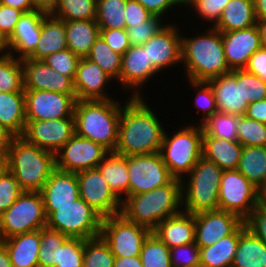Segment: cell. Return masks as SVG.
<instances>
[{"label": "cell", "mask_w": 266, "mask_h": 267, "mask_svg": "<svg viewBox=\"0 0 266 267\" xmlns=\"http://www.w3.org/2000/svg\"><path fill=\"white\" fill-rule=\"evenodd\" d=\"M142 97H129L121 109L115 153L123 156L157 153L164 128Z\"/></svg>", "instance_id": "6da1fadb"}, {"label": "cell", "mask_w": 266, "mask_h": 267, "mask_svg": "<svg viewBox=\"0 0 266 267\" xmlns=\"http://www.w3.org/2000/svg\"><path fill=\"white\" fill-rule=\"evenodd\" d=\"M183 180L173 178L168 184L122 201L121 214L130 222L151 231L164 219L181 212Z\"/></svg>", "instance_id": "7a4b0ae2"}, {"label": "cell", "mask_w": 266, "mask_h": 267, "mask_svg": "<svg viewBox=\"0 0 266 267\" xmlns=\"http://www.w3.org/2000/svg\"><path fill=\"white\" fill-rule=\"evenodd\" d=\"M118 102L114 99L77 100L73 115L75 133L114 152L122 109Z\"/></svg>", "instance_id": "3957f363"}, {"label": "cell", "mask_w": 266, "mask_h": 267, "mask_svg": "<svg viewBox=\"0 0 266 267\" xmlns=\"http://www.w3.org/2000/svg\"><path fill=\"white\" fill-rule=\"evenodd\" d=\"M207 33L181 38L182 63L189 81L207 82L231 72L225 59L221 32L212 26Z\"/></svg>", "instance_id": "277c9868"}, {"label": "cell", "mask_w": 266, "mask_h": 267, "mask_svg": "<svg viewBox=\"0 0 266 267\" xmlns=\"http://www.w3.org/2000/svg\"><path fill=\"white\" fill-rule=\"evenodd\" d=\"M7 158L9 171L23 191L41 192L56 169L55 153L30 144L21 136L13 139Z\"/></svg>", "instance_id": "5b68a950"}, {"label": "cell", "mask_w": 266, "mask_h": 267, "mask_svg": "<svg viewBox=\"0 0 266 267\" xmlns=\"http://www.w3.org/2000/svg\"><path fill=\"white\" fill-rule=\"evenodd\" d=\"M223 169L201 156L182 182L183 211L196 214L219 209V187ZM187 183V186H184ZM185 191V192H184Z\"/></svg>", "instance_id": "8992f818"}, {"label": "cell", "mask_w": 266, "mask_h": 267, "mask_svg": "<svg viewBox=\"0 0 266 267\" xmlns=\"http://www.w3.org/2000/svg\"><path fill=\"white\" fill-rule=\"evenodd\" d=\"M164 132L159 153L170 174L183 180V174H189L202 156L203 128L201 124L187 126L177 130L173 136Z\"/></svg>", "instance_id": "52a82bcc"}, {"label": "cell", "mask_w": 266, "mask_h": 267, "mask_svg": "<svg viewBox=\"0 0 266 267\" xmlns=\"http://www.w3.org/2000/svg\"><path fill=\"white\" fill-rule=\"evenodd\" d=\"M47 227L69 238L91 239L100 236L102 217L82 198L66 207H45Z\"/></svg>", "instance_id": "ba28073f"}, {"label": "cell", "mask_w": 266, "mask_h": 267, "mask_svg": "<svg viewBox=\"0 0 266 267\" xmlns=\"http://www.w3.org/2000/svg\"><path fill=\"white\" fill-rule=\"evenodd\" d=\"M46 225L47 215L41 192L24 191L0 216V235L3 240Z\"/></svg>", "instance_id": "9c48e42d"}, {"label": "cell", "mask_w": 266, "mask_h": 267, "mask_svg": "<svg viewBox=\"0 0 266 267\" xmlns=\"http://www.w3.org/2000/svg\"><path fill=\"white\" fill-rule=\"evenodd\" d=\"M219 209L245 221L263 200L261 191L237 169L223 170L219 187Z\"/></svg>", "instance_id": "30bf717a"}, {"label": "cell", "mask_w": 266, "mask_h": 267, "mask_svg": "<svg viewBox=\"0 0 266 267\" xmlns=\"http://www.w3.org/2000/svg\"><path fill=\"white\" fill-rule=\"evenodd\" d=\"M152 231L128 221L122 214L102 219L100 236L115 257L140 256L142 245Z\"/></svg>", "instance_id": "8fae6325"}, {"label": "cell", "mask_w": 266, "mask_h": 267, "mask_svg": "<svg viewBox=\"0 0 266 267\" xmlns=\"http://www.w3.org/2000/svg\"><path fill=\"white\" fill-rule=\"evenodd\" d=\"M125 158L129 175V196L149 192L168 184L174 178L159 152Z\"/></svg>", "instance_id": "7c38bea8"}, {"label": "cell", "mask_w": 266, "mask_h": 267, "mask_svg": "<svg viewBox=\"0 0 266 267\" xmlns=\"http://www.w3.org/2000/svg\"><path fill=\"white\" fill-rule=\"evenodd\" d=\"M109 151L76 133L55 153L56 169L79 172L95 169Z\"/></svg>", "instance_id": "4fadbf2b"}, {"label": "cell", "mask_w": 266, "mask_h": 267, "mask_svg": "<svg viewBox=\"0 0 266 267\" xmlns=\"http://www.w3.org/2000/svg\"><path fill=\"white\" fill-rule=\"evenodd\" d=\"M79 196L102 218L121 214L122 201L110 190L101 172L95 169L76 173Z\"/></svg>", "instance_id": "5bb4252c"}, {"label": "cell", "mask_w": 266, "mask_h": 267, "mask_svg": "<svg viewBox=\"0 0 266 267\" xmlns=\"http://www.w3.org/2000/svg\"><path fill=\"white\" fill-rule=\"evenodd\" d=\"M26 120H56L74 117L76 94L24 90Z\"/></svg>", "instance_id": "9a60e30c"}, {"label": "cell", "mask_w": 266, "mask_h": 267, "mask_svg": "<svg viewBox=\"0 0 266 267\" xmlns=\"http://www.w3.org/2000/svg\"><path fill=\"white\" fill-rule=\"evenodd\" d=\"M75 134L74 117L26 120L23 137L28 143L56 153Z\"/></svg>", "instance_id": "2e32d148"}, {"label": "cell", "mask_w": 266, "mask_h": 267, "mask_svg": "<svg viewBox=\"0 0 266 267\" xmlns=\"http://www.w3.org/2000/svg\"><path fill=\"white\" fill-rule=\"evenodd\" d=\"M194 217L195 243L199 247L213 245L231 235L244 222L237 214L220 209L199 212Z\"/></svg>", "instance_id": "e0dca14e"}, {"label": "cell", "mask_w": 266, "mask_h": 267, "mask_svg": "<svg viewBox=\"0 0 266 267\" xmlns=\"http://www.w3.org/2000/svg\"><path fill=\"white\" fill-rule=\"evenodd\" d=\"M24 90L76 94L74 81L48 66L43 60L22 59Z\"/></svg>", "instance_id": "ac0fdd59"}, {"label": "cell", "mask_w": 266, "mask_h": 267, "mask_svg": "<svg viewBox=\"0 0 266 267\" xmlns=\"http://www.w3.org/2000/svg\"><path fill=\"white\" fill-rule=\"evenodd\" d=\"M213 90L219 112L235 116L245 114L249 102L243 99L242 69L232 70L207 81Z\"/></svg>", "instance_id": "d6986e66"}, {"label": "cell", "mask_w": 266, "mask_h": 267, "mask_svg": "<svg viewBox=\"0 0 266 267\" xmlns=\"http://www.w3.org/2000/svg\"><path fill=\"white\" fill-rule=\"evenodd\" d=\"M224 53L229 69H244L250 57L261 47L257 25L249 28L221 32Z\"/></svg>", "instance_id": "ffe728a7"}, {"label": "cell", "mask_w": 266, "mask_h": 267, "mask_svg": "<svg viewBox=\"0 0 266 267\" xmlns=\"http://www.w3.org/2000/svg\"><path fill=\"white\" fill-rule=\"evenodd\" d=\"M160 72L147 56V48L143 45L131 46L123 55L119 82L123 87L133 88L131 97H142L138 87L147 83L149 78ZM147 81V82H146Z\"/></svg>", "instance_id": "44dd1931"}, {"label": "cell", "mask_w": 266, "mask_h": 267, "mask_svg": "<svg viewBox=\"0 0 266 267\" xmlns=\"http://www.w3.org/2000/svg\"><path fill=\"white\" fill-rule=\"evenodd\" d=\"M178 30L175 25L167 24L143 44V47L147 48L148 60L159 71L168 66L182 63V37Z\"/></svg>", "instance_id": "7402d4cb"}, {"label": "cell", "mask_w": 266, "mask_h": 267, "mask_svg": "<svg viewBox=\"0 0 266 267\" xmlns=\"http://www.w3.org/2000/svg\"><path fill=\"white\" fill-rule=\"evenodd\" d=\"M112 80L101 67L86 58H80L77 64L74 89L77 100H110L104 91L105 85Z\"/></svg>", "instance_id": "603a6c76"}, {"label": "cell", "mask_w": 266, "mask_h": 267, "mask_svg": "<svg viewBox=\"0 0 266 267\" xmlns=\"http://www.w3.org/2000/svg\"><path fill=\"white\" fill-rule=\"evenodd\" d=\"M46 13L34 10L23 13L15 25L12 35L6 40L8 53H18L20 59L28 57L40 39L42 18ZM11 50V51H10Z\"/></svg>", "instance_id": "cb8c5ba5"}, {"label": "cell", "mask_w": 266, "mask_h": 267, "mask_svg": "<svg viewBox=\"0 0 266 267\" xmlns=\"http://www.w3.org/2000/svg\"><path fill=\"white\" fill-rule=\"evenodd\" d=\"M45 207H66L79 196V185L75 172L55 169L41 190Z\"/></svg>", "instance_id": "d4e9b609"}, {"label": "cell", "mask_w": 266, "mask_h": 267, "mask_svg": "<svg viewBox=\"0 0 266 267\" xmlns=\"http://www.w3.org/2000/svg\"><path fill=\"white\" fill-rule=\"evenodd\" d=\"M152 232L169 248L195 242L194 214L181 211L161 221Z\"/></svg>", "instance_id": "484cf974"}, {"label": "cell", "mask_w": 266, "mask_h": 267, "mask_svg": "<svg viewBox=\"0 0 266 267\" xmlns=\"http://www.w3.org/2000/svg\"><path fill=\"white\" fill-rule=\"evenodd\" d=\"M65 49H67L65 21L51 13L45 14L42 18L38 44L27 58L43 60L48 55Z\"/></svg>", "instance_id": "4316f807"}, {"label": "cell", "mask_w": 266, "mask_h": 267, "mask_svg": "<svg viewBox=\"0 0 266 267\" xmlns=\"http://www.w3.org/2000/svg\"><path fill=\"white\" fill-rule=\"evenodd\" d=\"M12 267H38L40 229L3 239Z\"/></svg>", "instance_id": "83f0119b"}, {"label": "cell", "mask_w": 266, "mask_h": 267, "mask_svg": "<svg viewBox=\"0 0 266 267\" xmlns=\"http://www.w3.org/2000/svg\"><path fill=\"white\" fill-rule=\"evenodd\" d=\"M243 146L237 140L203 136L202 156L223 170L237 169Z\"/></svg>", "instance_id": "f1b7e54d"}, {"label": "cell", "mask_w": 266, "mask_h": 267, "mask_svg": "<svg viewBox=\"0 0 266 267\" xmlns=\"http://www.w3.org/2000/svg\"><path fill=\"white\" fill-rule=\"evenodd\" d=\"M67 48L79 58H86L100 36V27L94 20L65 21Z\"/></svg>", "instance_id": "f546056e"}, {"label": "cell", "mask_w": 266, "mask_h": 267, "mask_svg": "<svg viewBox=\"0 0 266 267\" xmlns=\"http://www.w3.org/2000/svg\"><path fill=\"white\" fill-rule=\"evenodd\" d=\"M231 267H266V245L244 222L239 226V241Z\"/></svg>", "instance_id": "4dcf8cb0"}, {"label": "cell", "mask_w": 266, "mask_h": 267, "mask_svg": "<svg viewBox=\"0 0 266 267\" xmlns=\"http://www.w3.org/2000/svg\"><path fill=\"white\" fill-rule=\"evenodd\" d=\"M256 22L254 0H230L213 27L220 32H228L249 28Z\"/></svg>", "instance_id": "1f68e13d"}, {"label": "cell", "mask_w": 266, "mask_h": 267, "mask_svg": "<svg viewBox=\"0 0 266 267\" xmlns=\"http://www.w3.org/2000/svg\"><path fill=\"white\" fill-rule=\"evenodd\" d=\"M102 176L107 181L110 190L114 195L123 201L129 196V175L127 169V159L125 156L115 152H109L97 166Z\"/></svg>", "instance_id": "d6a6232c"}, {"label": "cell", "mask_w": 266, "mask_h": 267, "mask_svg": "<svg viewBox=\"0 0 266 267\" xmlns=\"http://www.w3.org/2000/svg\"><path fill=\"white\" fill-rule=\"evenodd\" d=\"M0 124L16 137L22 136L26 126L24 92H0Z\"/></svg>", "instance_id": "836d02e7"}, {"label": "cell", "mask_w": 266, "mask_h": 267, "mask_svg": "<svg viewBox=\"0 0 266 267\" xmlns=\"http://www.w3.org/2000/svg\"><path fill=\"white\" fill-rule=\"evenodd\" d=\"M237 170L262 192L266 188V146L243 147Z\"/></svg>", "instance_id": "e575fe53"}, {"label": "cell", "mask_w": 266, "mask_h": 267, "mask_svg": "<svg viewBox=\"0 0 266 267\" xmlns=\"http://www.w3.org/2000/svg\"><path fill=\"white\" fill-rule=\"evenodd\" d=\"M238 241L239 227L213 245L200 247V267H231Z\"/></svg>", "instance_id": "d590c367"}, {"label": "cell", "mask_w": 266, "mask_h": 267, "mask_svg": "<svg viewBox=\"0 0 266 267\" xmlns=\"http://www.w3.org/2000/svg\"><path fill=\"white\" fill-rule=\"evenodd\" d=\"M17 55H0V92H24L22 59Z\"/></svg>", "instance_id": "8d00e7d4"}, {"label": "cell", "mask_w": 266, "mask_h": 267, "mask_svg": "<svg viewBox=\"0 0 266 267\" xmlns=\"http://www.w3.org/2000/svg\"><path fill=\"white\" fill-rule=\"evenodd\" d=\"M127 0H97L96 21L100 29H126Z\"/></svg>", "instance_id": "74e56055"}, {"label": "cell", "mask_w": 266, "mask_h": 267, "mask_svg": "<svg viewBox=\"0 0 266 267\" xmlns=\"http://www.w3.org/2000/svg\"><path fill=\"white\" fill-rule=\"evenodd\" d=\"M87 58L98 64L112 79L118 80L122 55L113 51L101 36L95 41Z\"/></svg>", "instance_id": "f35d334b"}, {"label": "cell", "mask_w": 266, "mask_h": 267, "mask_svg": "<svg viewBox=\"0 0 266 267\" xmlns=\"http://www.w3.org/2000/svg\"><path fill=\"white\" fill-rule=\"evenodd\" d=\"M97 0H59L51 13L63 21L96 19Z\"/></svg>", "instance_id": "ab89813d"}, {"label": "cell", "mask_w": 266, "mask_h": 267, "mask_svg": "<svg viewBox=\"0 0 266 267\" xmlns=\"http://www.w3.org/2000/svg\"><path fill=\"white\" fill-rule=\"evenodd\" d=\"M203 136L237 140L238 116L217 112L202 124Z\"/></svg>", "instance_id": "60d3db41"}, {"label": "cell", "mask_w": 266, "mask_h": 267, "mask_svg": "<svg viewBox=\"0 0 266 267\" xmlns=\"http://www.w3.org/2000/svg\"><path fill=\"white\" fill-rule=\"evenodd\" d=\"M140 259L143 267H171L170 248L153 232L142 245Z\"/></svg>", "instance_id": "b9f144b4"}, {"label": "cell", "mask_w": 266, "mask_h": 267, "mask_svg": "<svg viewBox=\"0 0 266 267\" xmlns=\"http://www.w3.org/2000/svg\"><path fill=\"white\" fill-rule=\"evenodd\" d=\"M115 256L101 236L84 240L82 267H113Z\"/></svg>", "instance_id": "7bdbcfd3"}, {"label": "cell", "mask_w": 266, "mask_h": 267, "mask_svg": "<svg viewBox=\"0 0 266 267\" xmlns=\"http://www.w3.org/2000/svg\"><path fill=\"white\" fill-rule=\"evenodd\" d=\"M69 239L63 233L46 227L40 229L38 267H54L55 249Z\"/></svg>", "instance_id": "ee69618b"}, {"label": "cell", "mask_w": 266, "mask_h": 267, "mask_svg": "<svg viewBox=\"0 0 266 267\" xmlns=\"http://www.w3.org/2000/svg\"><path fill=\"white\" fill-rule=\"evenodd\" d=\"M237 141L246 146H266V124L247 118L238 117Z\"/></svg>", "instance_id": "f6af8a7d"}, {"label": "cell", "mask_w": 266, "mask_h": 267, "mask_svg": "<svg viewBox=\"0 0 266 267\" xmlns=\"http://www.w3.org/2000/svg\"><path fill=\"white\" fill-rule=\"evenodd\" d=\"M84 240L69 238L62 247L55 249L54 267H82Z\"/></svg>", "instance_id": "bcb514c9"}, {"label": "cell", "mask_w": 266, "mask_h": 267, "mask_svg": "<svg viewBox=\"0 0 266 267\" xmlns=\"http://www.w3.org/2000/svg\"><path fill=\"white\" fill-rule=\"evenodd\" d=\"M80 58L70 49L52 53L43 59L45 63L52 69L66 77H70L73 81L76 76L77 64Z\"/></svg>", "instance_id": "7dc6e473"}, {"label": "cell", "mask_w": 266, "mask_h": 267, "mask_svg": "<svg viewBox=\"0 0 266 267\" xmlns=\"http://www.w3.org/2000/svg\"><path fill=\"white\" fill-rule=\"evenodd\" d=\"M161 18V19H160ZM162 17L153 15L141 24L126 28L131 46L143 45L149 38L157 34L166 25L161 23Z\"/></svg>", "instance_id": "c3c4849f"}, {"label": "cell", "mask_w": 266, "mask_h": 267, "mask_svg": "<svg viewBox=\"0 0 266 267\" xmlns=\"http://www.w3.org/2000/svg\"><path fill=\"white\" fill-rule=\"evenodd\" d=\"M171 267H200V247L195 243L170 248Z\"/></svg>", "instance_id": "681fc988"}, {"label": "cell", "mask_w": 266, "mask_h": 267, "mask_svg": "<svg viewBox=\"0 0 266 267\" xmlns=\"http://www.w3.org/2000/svg\"><path fill=\"white\" fill-rule=\"evenodd\" d=\"M230 0H183L182 5L194 6V10L204 20L212 21L214 26L220 19L224 7L229 3Z\"/></svg>", "instance_id": "f907efd6"}, {"label": "cell", "mask_w": 266, "mask_h": 267, "mask_svg": "<svg viewBox=\"0 0 266 267\" xmlns=\"http://www.w3.org/2000/svg\"><path fill=\"white\" fill-rule=\"evenodd\" d=\"M23 192L14 175L8 170L0 179V216Z\"/></svg>", "instance_id": "816d5d0a"}, {"label": "cell", "mask_w": 266, "mask_h": 267, "mask_svg": "<svg viewBox=\"0 0 266 267\" xmlns=\"http://www.w3.org/2000/svg\"><path fill=\"white\" fill-rule=\"evenodd\" d=\"M243 99L249 103L266 99V82L245 69H242Z\"/></svg>", "instance_id": "f5cc1de1"}, {"label": "cell", "mask_w": 266, "mask_h": 267, "mask_svg": "<svg viewBox=\"0 0 266 267\" xmlns=\"http://www.w3.org/2000/svg\"><path fill=\"white\" fill-rule=\"evenodd\" d=\"M189 82L191 83L190 85L195 87V89L199 88L197 91L198 94L195 98V104L197 105V108H200V110L202 109L204 112L205 117H203L202 122H200V124H202L209 117L218 112L214 93L207 82Z\"/></svg>", "instance_id": "db71d44e"}, {"label": "cell", "mask_w": 266, "mask_h": 267, "mask_svg": "<svg viewBox=\"0 0 266 267\" xmlns=\"http://www.w3.org/2000/svg\"><path fill=\"white\" fill-rule=\"evenodd\" d=\"M249 229L266 245V200H262L244 221Z\"/></svg>", "instance_id": "11a10c76"}, {"label": "cell", "mask_w": 266, "mask_h": 267, "mask_svg": "<svg viewBox=\"0 0 266 267\" xmlns=\"http://www.w3.org/2000/svg\"><path fill=\"white\" fill-rule=\"evenodd\" d=\"M100 36L120 55L131 47L126 29H100Z\"/></svg>", "instance_id": "9f6ffc18"}, {"label": "cell", "mask_w": 266, "mask_h": 267, "mask_svg": "<svg viewBox=\"0 0 266 267\" xmlns=\"http://www.w3.org/2000/svg\"><path fill=\"white\" fill-rule=\"evenodd\" d=\"M23 11L0 3V34L7 40L13 33L15 25Z\"/></svg>", "instance_id": "6f0895ef"}, {"label": "cell", "mask_w": 266, "mask_h": 267, "mask_svg": "<svg viewBox=\"0 0 266 267\" xmlns=\"http://www.w3.org/2000/svg\"><path fill=\"white\" fill-rule=\"evenodd\" d=\"M124 11L126 28L132 25L141 24V22L147 21L153 16L152 13L136 0H127Z\"/></svg>", "instance_id": "680465c9"}, {"label": "cell", "mask_w": 266, "mask_h": 267, "mask_svg": "<svg viewBox=\"0 0 266 267\" xmlns=\"http://www.w3.org/2000/svg\"><path fill=\"white\" fill-rule=\"evenodd\" d=\"M246 71L257 75L266 82V47H260L249 59Z\"/></svg>", "instance_id": "91938a15"}, {"label": "cell", "mask_w": 266, "mask_h": 267, "mask_svg": "<svg viewBox=\"0 0 266 267\" xmlns=\"http://www.w3.org/2000/svg\"><path fill=\"white\" fill-rule=\"evenodd\" d=\"M150 13L156 16H164L163 14L173 6L183 4V0H136Z\"/></svg>", "instance_id": "94428289"}, {"label": "cell", "mask_w": 266, "mask_h": 267, "mask_svg": "<svg viewBox=\"0 0 266 267\" xmlns=\"http://www.w3.org/2000/svg\"><path fill=\"white\" fill-rule=\"evenodd\" d=\"M244 115L247 118L266 124V99L249 103Z\"/></svg>", "instance_id": "6125c7cd"}, {"label": "cell", "mask_w": 266, "mask_h": 267, "mask_svg": "<svg viewBox=\"0 0 266 267\" xmlns=\"http://www.w3.org/2000/svg\"><path fill=\"white\" fill-rule=\"evenodd\" d=\"M15 137L9 129L0 124V155H7Z\"/></svg>", "instance_id": "be15d7a7"}, {"label": "cell", "mask_w": 266, "mask_h": 267, "mask_svg": "<svg viewBox=\"0 0 266 267\" xmlns=\"http://www.w3.org/2000/svg\"><path fill=\"white\" fill-rule=\"evenodd\" d=\"M1 4L19 9L24 13L36 10L33 0H2Z\"/></svg>", "instance_id": "e7e4bbea"}, {"label": "cell", "mask_w": 266, "mask_h": 267, "mask_svg": "<svg viewBox=\"0 0 266 267\" xmlns=\"http://www.w3.org/2000/svg\"><path fill=\"white\" fill-rule=\"evenodd\" d=\"M113 267H143L140 256L115 257Z\"/></svg>", "instance_id": "03108f58"}, {"label": "cell", "mask_w": 266, "mask_h": 267, "mask_svg": "<svg viewBox=\"0 0 266 267\" xmlns=\"http://www.w3.org/2000/svg\"><path fill=\"white\" fill-rule=\"evenodd\" d=\"M33 3L36 10L50 14L57 7L59 0H33Z\"/></svg>", "instance_id": "003e7915"}, {"label": "cell", "mask_w": 266, "mask_h": 267, "mask_svg": "<svg viewBox=\"0 0 266 267\" xmlns=\"http://www.w3.org/2000/svg\"><path fill=\"white\" fill-rule=\"evenodd\" d=\"M254 9L257 20H266V0H254Z\"/></svg>", "instance_id": "a7ac6f4b"}, {"label": "cell", "mask_w": 266, "mask_h": 267, "mask_svg": "<svg viewBox=\"0 0 266 267\" xmlns=\"http://www.w3.org/2000/svg\"><path fill=\"white\" fill-rule=\"evenodd\" d=\"M0 267H12L9 253L3 244L0 245Z\"/></svg>", "instance_id": "89a4df30"}, {"label": "cell", "mask_w": 266, "mask_h": 267, "mask_svg": "<svg viewBox=\"0 0 266 267\" xmlns=\"http://www.w3.org/2000/svg\"><path fill=\"white\" fill-rule=\"evenodd\" d=\"M256 25L260 34L261 46L266 47V20H257Z\"/></svg>", "instance_id": "2644e50d"}, {"label": "cell", "mask_w": 266, "mask_h": 267, "mask_svg": "<svg viewBox=\"0 0 266 267\" xmlns=\"http://www.w3.org/2000/svg\"><path fill=\"white\" fill-rule=\"evenodd\" d=\"M9 170L7 155H0V179Z\"/></svg>", "instance_id": "8c879c8a"}, {"label": "cell", "mask_w": 266, "mask_h": 267, "mask_svg": "<svg viewBox=\"0 0 266 267\" xmlns=\"http://www.w3.org/2000/svg\"><path fill=\"white\" fill-rule=\"evenodd\" d=\"M5 51V54H8V46L7 41L4 39V37L0 34V54L2 56V53ZM7 51V52H6Z\"/></svg>", "instance_id": "753ad0ef"}, {"label": "cell", "mask_w": 266, "mask_h": 267, "mask_svg": "<svg viewBox=\"0 0 266 267\" xmlns=\"http://www.w3.org/2000/svg\"><path fill=\"white\" fill-rule=\"evenodd\" d=\"M262 197L264 200H266V188L261 192Z\"/></svg>", "instance_id": "34e18365"}, {"label": "cell", "mask_w": 266, "mask_h": 267, "mask_svg": "<svg viewBox=\"0 0 266 267\" xmlns=\"http://www.w3.org/2000/svg\"><path fill=\"white\" fill-rule=\"evenodd\" d=\"M2 241H3V240H2L1 235H0V245H2Z\"/></svg>", "instance_id": "11e5206c"}]
</instances>
